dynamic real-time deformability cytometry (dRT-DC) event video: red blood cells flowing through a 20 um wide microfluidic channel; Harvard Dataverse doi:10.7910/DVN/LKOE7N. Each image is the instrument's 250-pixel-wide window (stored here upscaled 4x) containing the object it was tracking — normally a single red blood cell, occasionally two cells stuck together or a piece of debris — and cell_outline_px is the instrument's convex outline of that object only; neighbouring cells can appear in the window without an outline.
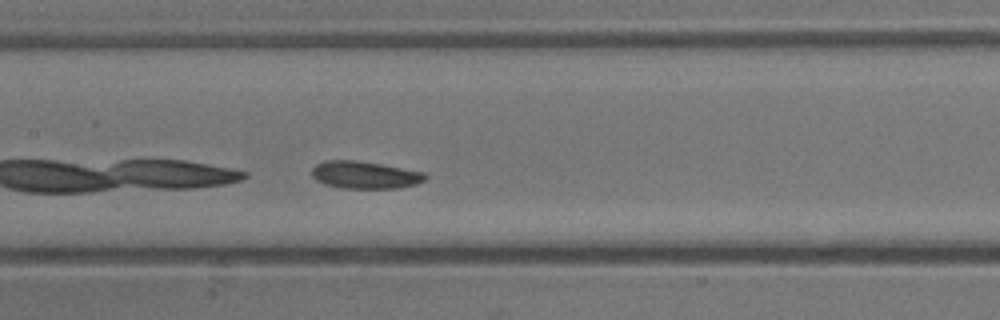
{"species": "common noctule bat (a hibernating species)", "species_latin": "Nyctalus noctula", "temperature_condition": "warm", "stored_images_in_passage": 14, "camera_frame_rate_fps": 3000, "um_per_image_px": 0.085, "animal": {"sex": "male", "body_mass_g": 13.3}, "frame": {"image": 1, "passage_image": 12, "time_ms": 3.667, "image_size_px": [1000, 320], "cell_outline_px": [[428, 176], [424, 180], [416, 184], [396, 188], [344, 188], [324, 184], [316, 180], [312, 176], [312, 168], [316, 164], [324, 160], [356, 160], [380, 164], [424, 172]], "centroid_in_image_um": [30.99, 14.86], "position_along_channel_um": 176.4, "area_um2": 18.03}}
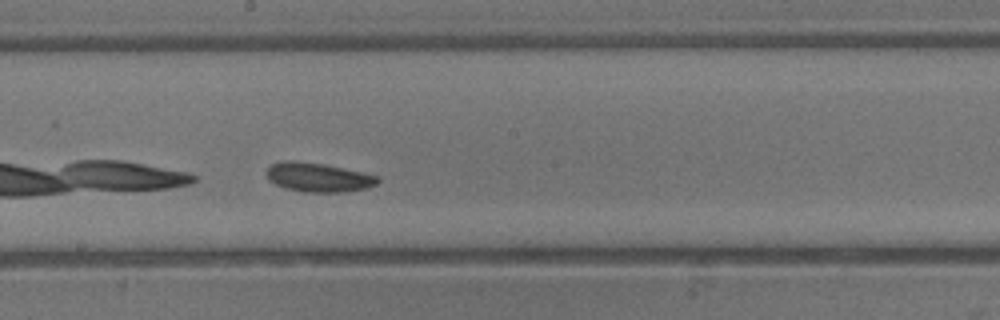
{"frame": {"image": 2, "passage_image": 14, "time_ms": 4.333, "image_size_px": [1000, 320], "cell_outline_px": [[380, 180], [376, 184], [364, 188], [348, 192], [304, 192], [288, 188], [276, 184], [268, 180], [268, 168], [272, 164], [280, 160], [296, 160], [324, 164], [380, 176]], "centroid_in_image_um": [27.06, 15.06], "position_along_channel_um": 221.1, "area_um2": 18.79}}